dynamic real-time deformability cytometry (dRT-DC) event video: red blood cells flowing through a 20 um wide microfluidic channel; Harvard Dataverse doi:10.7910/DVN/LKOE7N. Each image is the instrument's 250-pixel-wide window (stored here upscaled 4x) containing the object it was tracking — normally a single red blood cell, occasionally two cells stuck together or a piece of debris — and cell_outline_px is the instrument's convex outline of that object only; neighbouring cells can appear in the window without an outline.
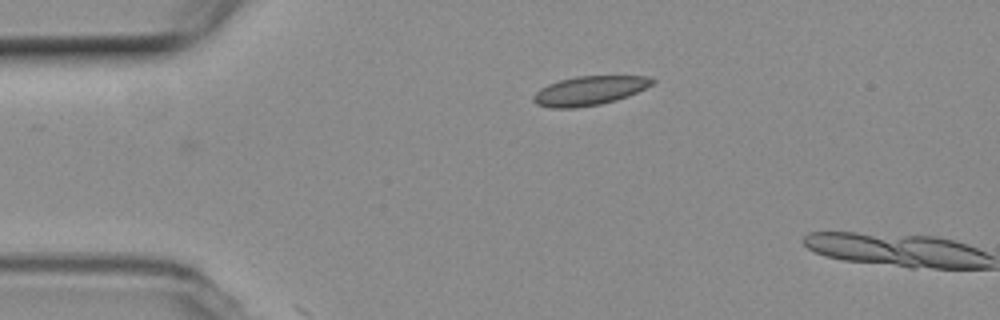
{"species": "common noctule bat (a hibernating species)", "species_latin": "Nyctalus noctula", "temperature_condition": "room temperature", "stored_images_in_passage": 4, "camera_frame_rate_fps": 3000, "um_per_image_px": 0.085, "animal": {"sex": "female", "body_mass_g": 19.3, "forearm_length_mm": 54.1}, "frame": {"image": 1, "passage_image": 1, "time_ms": 0.0, "image_size_px": [1000, 320], "cell_outline_px": [[656, 80], [652, 84], [628, 96], [616, 100], [600, 104], [576, 108], [552, 108], [536, 104], [532, 100], [532, 96], [540, 88], [548, 84], [560, 80], [576, 76], [648, 76]], "centroid_in_image_um": [50.06, 7.71], "position_along_channel_um": 34.9, "area_um2": 20.11}}